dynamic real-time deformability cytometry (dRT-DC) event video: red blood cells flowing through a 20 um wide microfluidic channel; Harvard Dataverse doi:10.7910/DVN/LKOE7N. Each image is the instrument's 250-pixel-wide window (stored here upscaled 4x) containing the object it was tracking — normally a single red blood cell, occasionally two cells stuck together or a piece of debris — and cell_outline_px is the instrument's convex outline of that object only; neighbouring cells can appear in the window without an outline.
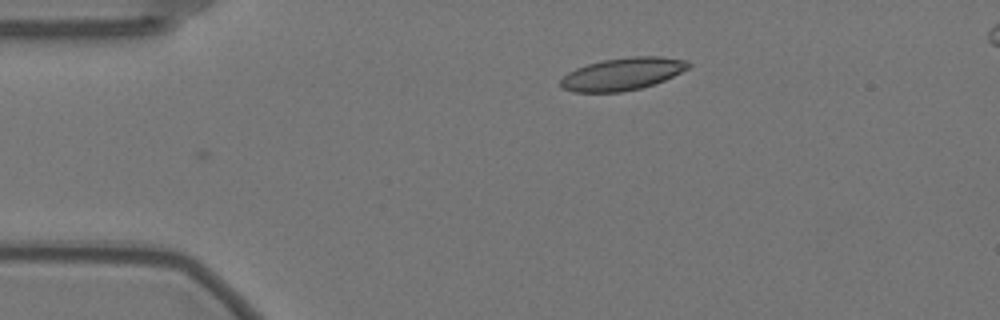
{"species": "Egyptian fruit bat (a non-hibernating species)", "species_latin": "Rousettus aegyptiacus", "temperature_condition": "warm", "stored_images_in_passage": 3, "camera_frame_rate_fps": 3000, "um_per_image_px": 0.085, "animal": {"sex": "female"}, "frame": {"image": 1, "passage_image": 2, "time_ms": 0.333, "image_size_px": [1000, 320], "cell_outline_px": [[692, 64], [688, 68], [664, 80], [640, 88], [620, 92], [572, 92], [560, 88], [560, 80], [568, 72], [576, 68], [588, 64], [604, 60], [632, 56], [660, 56], [688, 60]], "centroid_in_image_um": [52.89, 6.28], "position_along_channel_um": 32.1, "area_um2": 24.1}}